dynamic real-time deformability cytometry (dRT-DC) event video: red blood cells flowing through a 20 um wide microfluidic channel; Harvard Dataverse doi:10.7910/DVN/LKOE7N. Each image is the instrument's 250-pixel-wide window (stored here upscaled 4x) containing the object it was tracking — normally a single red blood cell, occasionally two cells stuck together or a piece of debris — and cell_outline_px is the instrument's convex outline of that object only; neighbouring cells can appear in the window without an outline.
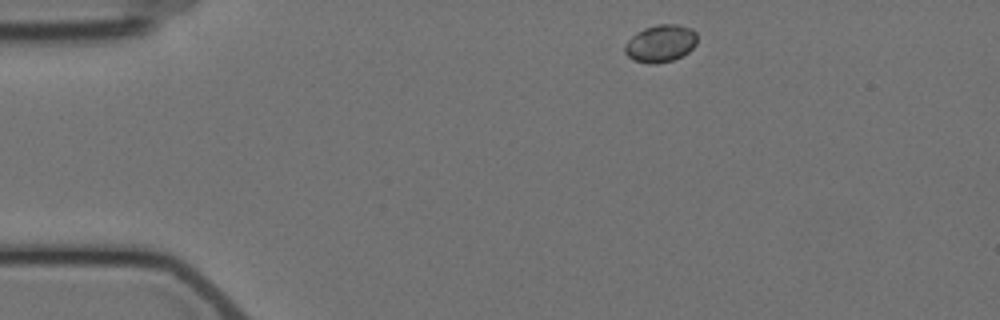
{"species": "Egyptian fruit bat (a non-hibernating species)", "species_latin": "Rousettus aegyptiacus", "temperature_condition": "cold", "stored_images_in_passage": 3, "camera_frame_rate_fps": 3000, "um_per_image_px": 0.085, "animal": {"sex": "female"}, "frame": {"image": 1, "passage_image": 1, "time_ms": 0.0, "image_size_px": [1000, 320], "cell_outline_px": [[696, 44], [688, 52], [672, 60], [656, 64], [648, 64], [632, 60], [624, 52], [624, 44], [636, 32], [644, 28], [656, 24], [680, 24], [692, 28], [696, 32]], "centroid_in_image_um": [56.13, 3.68], "position_along_channel_um": 28.9, "area_um2": 15.95}}